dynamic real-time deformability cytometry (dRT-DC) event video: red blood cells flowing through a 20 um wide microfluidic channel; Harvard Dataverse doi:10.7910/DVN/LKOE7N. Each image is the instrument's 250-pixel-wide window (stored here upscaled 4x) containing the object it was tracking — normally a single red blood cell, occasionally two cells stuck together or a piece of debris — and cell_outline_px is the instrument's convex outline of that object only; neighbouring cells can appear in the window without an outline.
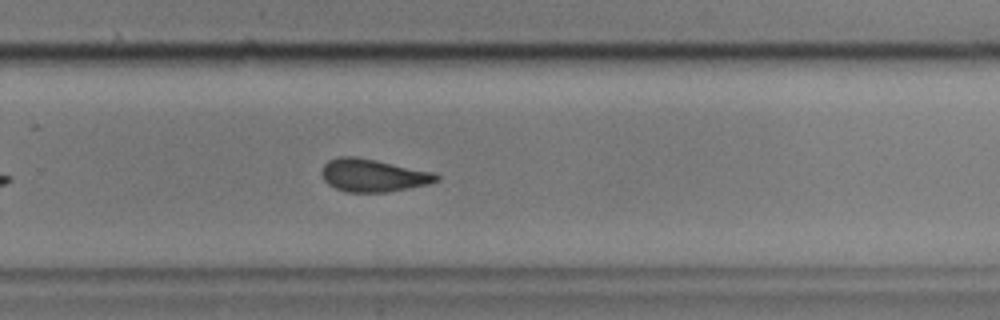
{"species": "common noctule bat (a hibernating species)", "species_latin": "Nyctalus noctula", "temperature_condition": "cold", "stored_images_in_passage": 28, "camera_frame_rate_fps": 3000, "um_per_image_px": 0.085, "animal": {"sex": "male", "body_mass_g": 17.9, "forearm_length_mm": 54.2}, "frame": {"image": 1, "passage_image": 24, "time_ms": 7.667, "image_size_px": [1000, 320], "cell_outline_px": [[440, 180], [428, 184], [388, 192], [344, 192], [328, 184], [324, 180], [320, 172], [324, 164], [328, 160], [340, 156], [356, 156], [436, 172], [440, 176]], "centroid_in_image_um": [31.72, 14.9], "position_along_channel_um": 298.1, "area_um2": 22.14}}